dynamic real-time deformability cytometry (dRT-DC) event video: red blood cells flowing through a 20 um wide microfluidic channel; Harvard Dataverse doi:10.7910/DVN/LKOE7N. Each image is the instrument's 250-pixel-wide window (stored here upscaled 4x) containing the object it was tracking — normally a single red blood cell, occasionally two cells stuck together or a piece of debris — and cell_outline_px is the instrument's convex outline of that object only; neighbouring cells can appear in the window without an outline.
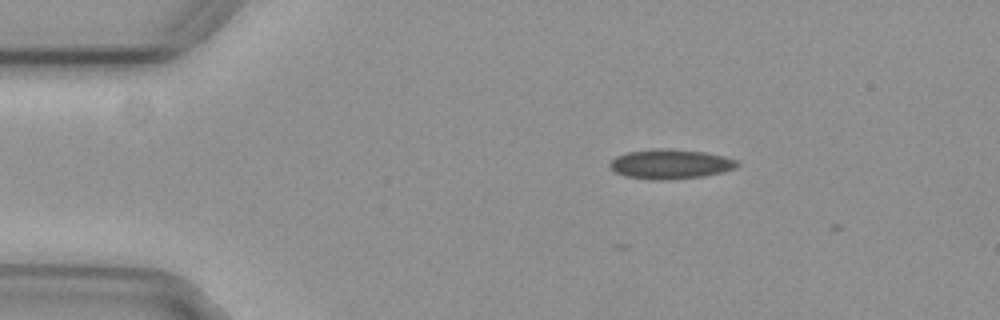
{"species": "common noctule bat (a hibernating species)", "species_latin": "Nyctalus noctula", "temperature_condition": "cold", "stored_images_in_passage": 2, "camera_frame_rate_fps": 3000, "um_per_image_px": 0.085, "animal": {"sex": "female", "body_mass_g": 29.2, "forearm_length_mm": 56.3}, "frame": {"image": 1, "passage_image": 2, "time_ms": 0.333, "image_size_px": [1000, 320], "cell_outline_px": [[740, 164], [736, 168], [704, 176], [668, 180], [652, 180], [624, 176], [608, 168], [608, 164], [616, 156], [628, 152], [704, 152], [724, 156], [736, 160]], "centroid_in_image_um": [56.98, 14.02], "position_along_channel_um": 28.0, "area_um2": 20.87}}